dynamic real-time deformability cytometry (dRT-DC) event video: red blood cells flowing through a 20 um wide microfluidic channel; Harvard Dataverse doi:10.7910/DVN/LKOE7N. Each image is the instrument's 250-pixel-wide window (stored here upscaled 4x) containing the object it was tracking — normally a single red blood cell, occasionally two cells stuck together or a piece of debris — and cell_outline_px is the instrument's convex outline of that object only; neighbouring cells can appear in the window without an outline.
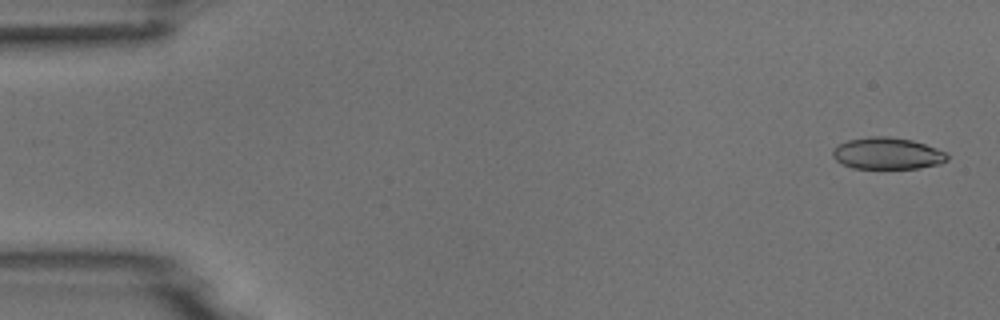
{"species": "common noctule bat (a hibernating species)", "species_latin": "Nyctalus noctula", "temperature_condition": "room temperature", "stored_images_in_passage": 5, "camera_frame_rate_fps": 3000, "um_per_image_px": 0.085, "animal": {"sex": "male", "body_mass_g": 18.8}, "frame": {"image": 1, "passage_image": 1, "time_ms": 0.0, "image_size_px": [1000, 320], "cell_outline_px": [[948, 160], [940, 164], [920, 168], [852, 168], [836, 160], [832, 156], [832, 148], [848, 140], [872, 136], [888, 136], [912, 140], [948, 152]], "centroid_in_image_um": [75.44, 13.04], "position_along_channel_um": 9.6, "area_um2": 21.21}}
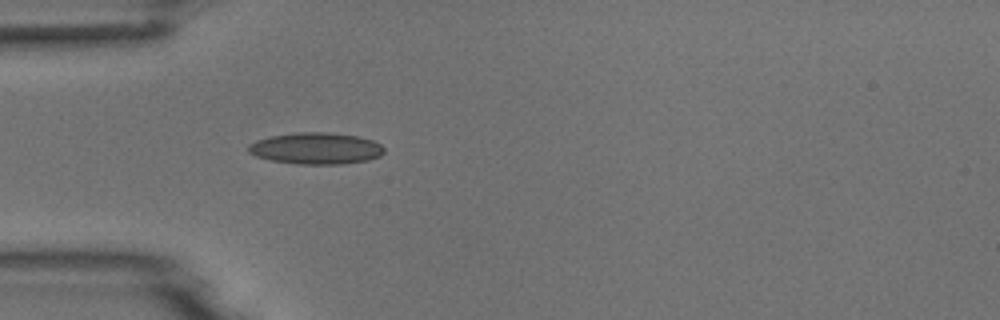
{"frame": {"image": 2, "passage_image": 5, "time_ms": 4.667, "image_size_px": [1000, 320], "cell_outline_px": [[384, 152], [380, 156], [368, 160], [344, 164], [296, 164], [272, 160], [256, 156], [248, 152], [248, 144], [256, 140], [272, 136], [296, 132], [328, 132], [360, 136], [372, 140], [380, 144], [384, 148]], "centroid_in_image_um": [26.87, 12.61], "position_along_channel_um": 58.1, "area_um2": 25.09}}